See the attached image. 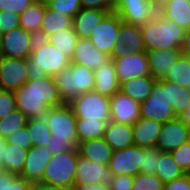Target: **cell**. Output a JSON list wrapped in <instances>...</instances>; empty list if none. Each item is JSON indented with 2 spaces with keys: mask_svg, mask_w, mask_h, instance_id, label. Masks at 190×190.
Instances as JSON below:
<instances>
[{
  "mask_svg": "<svg viewBox=\"0 0 190 190\" xmlns=\"http://www.w3.org/2000/svg\"><path fill=\"white\" fill-rule=\"evenodd\" d=\"M3 172L2 166L0 164V174Z\"/></svg>",
  "mask_w": 190,
  "mask_h": 190,
  "instance_id": "obj_59",
  "label": "cell"
},
{
  "mask_svg": "<svg viewBox=\"0 0 190 190\" xmlns=\"http://www.w3.org/2000/svg\"><path fill=\"white\" fill-rule=\"evenodd\" d=\"M163 123L140 117L133 125L134 145L142 148L156 147Z\"/></svg>",
  "mask_w": 190,
  "mask_h": 190,
  "instance_id": "obj_21",
  "label": "cell"
},
{
  "mask_svg": "<svg viewBox=\"0 0 190 190\" xmlns=\"http://www.w3.org/2000/svg\"><path fill=\"white\" fill-rule=\"evenodd\" d=\"M110 59L109 55L98 50L88 38H79L71 62L96 70Z\"/></svg>",
  "mask_w": 190,
  "mask_h": 190,
  "instance_id": "obj_18",
  "label": "cell"
},
{
  "mask_svg": "<svg viewBox=\"0 0 190 190\" xmlns=\"http://www.w3.org/2000/svg\"><path fill=\"white\" fill-rule=\"evenodd\" d=\"M14 94L17 109L27 119L42 118L50 108L65 104L52 76L28 79Z\"/></svg>",
  "mask_w": 190,
  "mask_h": 190,
  "instance_id": "obj_1",
  "label": "cell"
},
{
  "mask_svg": "<svg viewBox=\"0 0 190 190\" xmlns=\"http://www.w3.org/2000/svg\"><path fill=\"white\" fill-rule=\"evenodd\" d=\"M108 184L110 190H132L133 176L110 175Z\"/></svg>",
  "mask_w": 190,
  "mask_h": 190,
  "instance_id": "obj_48",
  "label": "cell"
},
{
  "mask_svg": "<svg viewBox=\"0 0 190 190\" xmlns=\"http://www.w3.org/2000/svg\"><path fill=\"white\" fill-rule=\"evenodd\" d=\"M111 59L120 84L135 77L150 75L147 52L122 54L118 51Z\"/></svg>",
  "mask_w": 190,
  "mask_h": 190,
  "instance_id": "obj_11",
  "label": "cell"
},
{
  "mask_svg": "<svg viewBox=\"0 0 190 190\" xmlns=\"http://www.w3.org/2000/svg\"><path fill=\"white\" fill-rule=\"evenodd\" d=\"M141 32L146 51H151L180 49L185 29L158 12L153 19L141 27Z\"/></svg>",
  "mask_w": 190,
  "mask_h": 190,
  "instance_id": "obj_3",
  "label": "cell"
},
{
  "mask_svg": "<svg viewBox=\"0 0 190 190\" xmlns=\"http://www.w3.org/2000/svg\"><path fill=\"white\" fill-rule=\"evenodd\" d=\"M32 185L25 178L13 173L3 171L0 174V190H31Z\"/></svg>",
  "mask_w": 190,
  "mask_h": 190,
  "instance_id": "obj_40",
  "label": "cell"
},
{
  "mask_svg": "<svg viewBox=\"0 0 190 190\" xmlns=\"http://www.w3.org/2000/svg\"><path fill=\"white\" fill-rule=\"evenodd\" d=\"M170 153L174 161L185 172V174H190V140Z\"/></svg>",
  "mask_w": 190,
  "mask_h": 190,
  "instance_id": "obj_43",
  "label": "cell"
},
{
  "mask_svg": "<svg viewBox=\"0 0 190 190\" xmlns=\"http://www.w3.org/2000/svg\"><path fill=\"white\" fill-rule=\"evenodd\" d=\"M52 156V152L46 146H31L28 149L25 166L19 176L25 178L32 184L40 183L44 169Z\"/></svg>",
  "mask_w": 190,
  "mask_h": 190,
  "instance_id": "obj_17",
  "label": "cell"
},
{
  "mask_svg": "<svg viewBox=\"0 0 190 190\" xmlns=\"http://www.w3.org/2000/svg\"><path fill=\"white\" fill-rule=\"evenodd\" d=\"M108 122L109 121L76 118L78 142L103 138Z\"/></svg>",
  "mask_w": 190,
  "mask_h": 190,
  "instance_id": "obj_33",
  "label": "cell"
},
{
  "mask_svg": "<svg viewBox=\"0 0 190 190\" xmlns=\"http://www.w3.org/2000/svg\"><path fill=\"white\" fill-rule=\"evenodd\" d=\"M43 118L54 139L70 140L76 147L78 146L76 117L68 103L50 108Z\"/></svg>",
  "mask_w": 190,
  "mask_h": 190,
  "instance_id": "obj_7",
  "label": "cell"
},
{
  "mask_svg": "<svg viewBox=\"0 0 190 190\" xmlns=\"http://www.w3.org/2000/svg\"><path fill=\"white\" fill-rule=\"evenodd\" d=\"M46 7L74 17L82 8L80 0H44Z\"/></svg>",
  "mask_w": 190,
  "mask_h": 190,
  "instance_id": "obj_41",
  "label": "cell"
},
{
  "mask_svg": "<svg viewBox=\"0 0 190 190\" xmlns=\"http://www.w3.org/2000/svg\"><path fill=\"white\" fill-rule=\"evenodd\" d=\"M45 9L46 4L44 0L34 1L20 14V27L38 37L40 35Z\"/></svg>",
  "mask_w": 190,
  "mask_h": 190,
  "instance_id": "obj_30",
  "label": "cell"
},
{
  "mask_svg": "<svg viewBox=\"0 0 190 190\" xmlns=\"http://www.w3.org/2000/svg\"><path fill=\"white\" fill-rule=\"evenodd\" d=\"M2 34L0 33V48H1Z\"/></svg>",
  "mask_w": 190,
  "mask_h": 190,
  "instance_id": "obj_58",
  "label": "cell"
},
{
  "mask_svg": "<svg viewBox=\"0 0 190 190\" xmlns=\"http://www.w3.org/2000/svg\"><path fill=\"white\" fill-rule=\"evenodd\" d=\"M166 101L164 90L156 84L150 95L140 103L141 117L145 119H153L161 123L175 119L177 116L173 107Z\"/></svg>",
  "mask_w": 190,
  "mask_h": 190,
  "instance_id": "obj_14",
  "label": "cell"
},
{
  "mask_svg": "<svg viewBox=\"0 0 190 190\" xmlns=\"http://www.w3.org/2000/svg\"><path fill=\"white\" fill-rule=\"evenodd\" d=\"M6 143L29 149L32 145L27 126L18 129L15 133L10 134L6 139Z\"/></svg>",
  "mask_w": 190,
  "mask_h": 190,
  "instance_id": "obj_46",
  "label": "cell"
},
{
  "mask_svg": "<svg viewBox=\"0 0 190 190\" xmlns=\"http://www.w3.org/2000/svg\"><path fill=\"white\" fill-rule=\"evenodd\" d=\"M46 147L52 152L53 155L77 148L70 140L54 139L53 136H50V140L48 141Z\"/></svg>",
  "mask_w": 190,
  "mask_h": 190,
  "instance_id": "obj_49",
  "label": "cell"
},
{
  "mask_svg": "<svg viewBox=\"0 0 190 190\" xmlns=\"http://www.w3.org/2000/svg\"><path fill=\"white\" fill-rule=\"evenodd\" d=\"M65 28H73V17L59 11H52L46 7L40 35L37 38L46 39L53 33Z\"/></svg>",
  "mask_w": 190,
  "mask_h": 190,
  "instance_id": "obj_31",
  "label": "cell"
},
{
  "mask_svg": "<svg viewBox=\"0 0 190 190\" xmlns=\"http://www.w3.org/2000/svg\"><path fill=\"white\" fill-rule=\"evenodd\" d=\"M20 26V15L10 11H0V33L3 35Z\"/></svg>",
  "mask_w": 190,
  "mask_h": 190,
  "instance_id": "obj_45",
  "label": "cell"
},
{
  "mask_svg": "<svg viewBox=\"0 0 190 190\" xmlns=\"http://www.w3.org/2000/svg\"><path fill=\"white\" fill-rule=\"evenodd\" d=\"M169 0H151V2L159 9Z\"/></svg>",
  "mask_w": 190,
  "mask_h": 190,
  "instance_id": "obj_57",
  "label": "cell"
},
{
  "mask_svg": "<svg viewBox=\"0 0 190 190\" xmlns=\"http://www.w3.org/2000/svg\"><path fill=\"white\" fill-rule=\"evenodd\" d=\"M157 80L151 75L135 77L120 84V91L138 102H143L152 92Z\"/></svg>",
  "mask_w": 190,
  "mask_h": 190,
  "instance_id": "obj_29",
  "label": "cell"
},
{
  "mask_svg": "<svg viewBox=\"0 0 190 190\" xmlns=\"http://www.w3.org/2000/svg\"><path fill=\"white\" fill-rule=\"evenodd\" d=\"M164 184L156 174L139 173L133 177L132 190H164Z\"/></svg>",
  "mask_w": 190,
  "mask_h": 190,
  "instance_id": "obj_39",
  "label": "cell"
},
{
  "mask_svg": "<svg viewBox=\"0 0 190 190\" xmlns=\"http://www.w3.org/2000/svg\"><path fill=\"white\" fill-rule=\"evenodd\" d=\"M109 177L108 165L93 162L78 154L75 184L108 182Z\"/></svg>",
  "mask_w": 190,
  "mask_h": 190,
  "instance_id": "obj_20",
  "label": "cell"
},
{
  "mask_svg": "<svg viewBox=\"0 0 190 190\" xmlns=\"http://www.w3.org/2000/svg\"><path fill=\"white\" fill-rule=\"evenodd\" d=\"M36 0H0V11H10L20 15Z\"/></svg>",
  "mask_w": 190,
  "mask_h": 190,
  "instance_id": "obj_47",
  "label": "cell"
},
{
  "mask_svg": "<svg viewBox=\"0 0 190 190\" xmlns=\"http://www.w3.org/2000/svg\"><path fill=\"white\" fill-rule=\"evenodd\" d=\"M6 145V140L0 136V164H2V153H3V147Z\"/></svg>",
  "mask_w": 190,
  "mask_h": 190,
  "instance_id": "obj_56",
  "label": "cell"
},
{
  "mask_svg": "<svg viewBox=\"0 0 190 190\" xmlns=\"http://www.w3.org/2000/svg\"><path fill=\"white\" fill-rule=\"evenodd\" d=\"M103 139L113 151L134 145L133 127L130 124L109 121L105 128Z\"/></svg>",
  "mask_w": 190,
  "mask_h": 190,
  "instance_id": "obj_24",
  "label": "cell"
},
{
  "mask_svg": "<svg viewBox=\"0 0 190 190\" xmlns=\"http://www.w3.org/2000/svg\"><path fill=\"white\" fill-rule=\"evenodd\" d=\"M28 79L27 59L0 56V90L15 91Z\"/></svg>",
  "mask_w": 190,
  "mask_h": 190,
  "instance_id": "obj_13",
  "label": "cell"
},
{
  "mask_svg": "<svg viewBox=\"0 0 190 190\" xmlns=\"http://www.w3.org/2000/svg\"><path fill=\"white\" fill-rule=\"evenodd\" d=\"M70 64L71 59L57 47L46 39L37 38L27 58V74L30 80L53 77Z\"/></svg>",
  "mask_w": 190,
  "mask_h": 190,
  "instance_id": "obj_2",
  "label": "cell"
},
{
  "mask_svg": "<svg viewBox=\"0 0 190 190\" xmlns=\"http://www.w3.org/2000/svg\"><path fill=\"white\" fill-rule=\"evenodd\" d=\"M140 117V102L120 90L110 97L111 121L133 125Z\"/></svg>",
  "mask_w": 190,
  "mask_h": 190,
  "instance_id": "obj_16",
  "label": "cell"
},
{
  "mask_svg": "<svg viewBox=\"0 0 190 190\" xmlns=\"http://www.w3.org/2000/svg\"><path fill=\"white\" fill-rule=\"evenodd\" d=\"M183 123L190 129V103L186 110L179 116Z\"/></svg>",
  "mask_w": 190,
  "mask_h": 190,
  "instance_id": "obj_55",
  "label": "cell"
},
{
  "mask_svg": "<svg viewBox=\"0 0 190 190\" xmlns=\"http://www.w3.org/2000/svg\"><path fill=\"white\" fill-rule=\"evenodd\" d=\"M143 163V148L136 145L113 151L108 169L110 175L135 176L140 173Z\"/></svg>",
  "mask_w": 190,
  "mask_h": 190,
  "instance_id": "obj_12",
  "label": "cell"
},
{
  "mask_svg": "<svg viewBox=\"0 0 190 190\" xmlns=\"http://www.w3.org/2000/svg\"><path fill=\"white\" fill-rule=\"evenodd\" d=\"M122 22L116 13L110 12L101 20L98 26L92 29L88 39L98 50L105 52L112 58L119 51L117 40Z\"/></svg>",
  "mask_w": 190,
  "mask_h": 190,
  "instance_id": "obj_8",
  "label": "cell"
},
{
  "mask_svg": "<svg viewBox=\"0 0 190 190\" xmlns=\"http://www.w3.org/2000/svg\"><path fill=\"white\" fill-rule=\"evenodd\" d=\"M180 51L182 54L190 56V29L185 30L184 40Z\"/></svg>",
  "mask_w": 190,
  "mask_h": 190,
  "instance_id": "obj_54",
  "label": "cell"
},
{
  "mask_svg": "<svg viewBox=\"0 0 190 190\" xmlns=\"http://www.w3.org/2000/svg\"><path fill=\"white\" fill-rule=\"evenodd\" d=\"M146 52L150 75L156 80L164 79L182 54L180 49H162Z\"/></svg>",
  "mask_w": 190,
  "mask_h": 190,
  "instance_id": "obj_19",
  "label": "cell"
},
{
  "mask_svg": "<svg viewBox=\"0 0 190 190\" xmlns=\"http://www.w3.org/2000/svg\"><path fill=\"white\" fill-rule=\"evenodd\" d=\"M76 118L110 121V97L96 91L85 92L68 103Z\"/></svg>",
  "mask_w": 190,
  "mask_h": 190,
  "instance_id": "obj_6",
  "label": "cell"
},
{
  "mask_svg": "<svg viewBox=\"0 0 190 190\" xmlns=\"http://www.w3.org/2000/svg\"><path fill=\"white\" fill-rule=\"evenodd\" d=\"M156 175L164 182L182 177L185 172L174 161L170 152H162L156 165Z\"/></svg>",
  "mask_w": 190,
  "mask_h": 190,
  "instance_id": "obj_36",
  "label": "cell"
},
{
  "mask_svg": "<svg viewBox=\"0 0 190 190\" xmlns=\"http://www.w3.org/2000/svg\"><path fill=\"white\" fill-rule=\"evenodd\" d=\"M156 84L164 90L166 102H169L177 117H179L190 103V89L179 86L168 80H157Z\"/></svg>",
  "mask_w": 190,
  "mask_h": 190,
  "instance_id": "obj_26",
  "label": "cell"
},
{
  "mask_svg": "<svg viewBox=\"0 0 190 190\" xmlns=\"http://www.w3.org/2000/svg\"><path fill=\"white\" fill-rule=\"evenodd\" d=\"M162 151L157 147L143 148V163L140 173L155 174L159 157Z\"/></svg>",
  "mask_w": 190,
  "mask_h": 190,
  "instance_id": "obj_42",
  "label": "cell"
},
{
  "mask_svg": "<svg viewBox=\"0 0 190 190\" xmlns=\"http://www.w3.org/2000/svg\"><path fill=\"white\" fill-rule=\"evenodd\" d=\"M190 140V129L176 117L163 123L156 141V147L162 152H171Z\"/></svg>",
  "mask_w": 190,
  "mask_h": 190,
  "instance_id": "obj_15",
  "label": "cell"
},
{
  "mask_svg": "<svg viewBox=\"0 0 190 190\" xmlns=\"http://www.w3.org/2000/svg\"><path fill=\"white\" fill-rule=\"evenodd\" d=\"M164 190H190V174L165 183Z\"/></svg>",
  "mask_w": 190,
  "mask_h": 190,
  "instance_id": "obj_51",
  "label": "cell"
},
{
  "mask_svg": "<svg viewBox=\"0 0 190 190\" xmlns=\"http://www.w3.org/2000/svg\"><path fill=\"white\" fill-rule=\"evenodd\" d=\"M79 37L74 31V28L61 29L46 38L52 45L70 59L74 54Z\"/></svg>",
  "mask_w": 190,
  "mask_h": 190,
  "instance_id": "obj_34",
  "label": "cell"
},
{
  "mask_svg": "<svg viewBox=\"0 0 190 190\" xmlns=\"http://www.w3.org/2000/svg\"><path fill=\"white\" fill-rule=\"evenodd\" d=\"M26 126L34 147L47 145L50 140L51 132L43 117L28 119Z\"/></svg>",
  "mask_w": 190,
  "mask_h": 190,
  "instance_id": "obj_37",
  "label": "cell"
},
{
  "mask_svg": "<svg viewBox=\"0 0 190 190\" xmlns=\"http://www.w3.org/2000/svg\"><path fill=\"white\" fill-rule=\"evenodd\" d=\"M27 120L26 115L16 109L5 118L0 119V136L6 140L10 134L26 126Z\"/></svg>",
  "mask_w": 190,
  "mask_h": 190,
  "instance_id": "obj_38",
  "label": "cell"
},
{
  "mask_svg": "<svg viewBox=\"0 0 190 190\" xmlns=\"http://www.w3.org/2000/svg\"><path fill=\"white\" fill-rule=\"evenodd\" d=\"M61 98L69 103L85 92L94 91V70L72 63L53 76Z\"/></svg>",
  "mask_w": 190,
  "mask_h": 190,
  "instance_id": "obj_4",
  "label": "cell"
},
{
  "mask_svg": "<svg viewBox=\"0 0 190 190\" xmlns=\"http://www.w3.org/2000/svg\"><path fill=\"white\" fill-rule=\"evenodd\" d=\"M113 12L123 22L142 27L158 14V8L151 0H117Z\"/></svg>",
  "mask_w": 190,
  "mask_h": 190,
  "instance_id": "obj_9",
  "label": "cell"
},
{
  "mask_svg": "<svg viewBox=\"0 0 190 190\" xmlns=\"http://www.w3.org/2000/svg\"><path fill=\"white\" fill-rule=\"evenodd\" d=\"M28 149L8 144L3 147L2 169L4 172L13 173L19 176L25 166Z\"/></svg>",
  "mask_w": 190,
  "mask_h": 190,
  "instance_id": "obj_32",
  "label": "cell"
},
{
  "mask_svg": "<svg viewBox=\"0 0 190 190\" xmlns=\"http://www.w3.org/2000/svg\"><path fill=\"white\" fill-rule=\"evenodd\" d=\"M113 10L85 9L81 10L73 17V28L79 38H89L101 20Z\"/></svg>",
  "mask_w": 190,
  "mask_h": 190,
  "instance_id": "obj_25",
  "label": "cell"
},
{
  "mask_svg": "<svg viewBox=\"0 0 190 190\" xmlns=\"http://www.w3.org/2000/svg\"><path fill=\"white\" fill-rule=\"evenodd\" d=\"M37 37L22 27L2 35L0 56L27 59L30 57Z\"/></svg>",
  "mask_w": 190,
  "mask_h": 190,
  "instance_id": "obj_10",
  "label": "cell"
},
{
  "mask_svg": "<svg viewBox=\"0 0 190 190\" xmlns=\"http://www.w3.org/2000/svg\"><path fill=\"white\" fill-rule=\"evenodd\" d=\"M77 160V148L53 155L44 169L41 183L73 189Z\"/></svg>",
  "mask_w": 190,
  "mask_h": 190,
  "instance_id": "obj_5",
  "label": "cell"
},
{
  "mask_svg": "<svg viewBox=\"0 0 190 190\" xmlns=\"http://www.w3.org/2000/svg\"><path fill=\"white\" fill-rule=\"evenodd\" d=\"M82 8L97 10H113L117 0H80Z\"/></svg>",
  "mask_w": 190,
  "mask_h": 190,
  "instance_id": "obj_50",
  "label": "cell"
},
{
  "mask_svg": "<svg viewBox=\"0 0 190 190\" xmlns=\"http://www.w3.org/2000/svg\"><path fill=\"white\" fill-rule=\"evenodd\" d=\"M31 190H73L66 187H59L55 185H48L45 183H35L32 185Z\"/></svg>",
  "mask_w": 190,
  "mask_h": 190,
  "instance_id": "obj_53",
  "label": "cell"
},
{
  "mask_svg": "<svg viewBox=\"0 0 190 190\" xmlns=\"http://www.w3.org/2000/svg\"><path fill=\"white\" fill-rule=\"evenodd\" d=\"M17 109L14 91L0 90V119Z\"/></svg>",
  "mask_w": 190,
  "mask_h": 190,
  "instance_id": "obj_44",
  "label": "cell"
},
{
  "mask_svg": "<svg viewBox=\"0 0 190 190\" xmlns=\"http://www.w3.org/2000/svg\"><path fill=\"white\" fill-rule=\"evenodd\" d=\"M117 47L122 54L146 52L141 27L122 22L118 31Z\"/></svg>",
  "mask_w": 190,
  "mask_h": 190,
  "instance_id": "obj_22",
  "label": "cell"
},
{
  "mask_svg": "<svg viewBox=\"0 0 190 190\" xmlns=\"http://www.w3.org/2000/svg\"><path fill=\"white\" fill-rule=\"evenodd\" d=\"M164 80L190 89V56L181 54Z\"/></svg>",
  "mask_w": 190,
  "mask_h": 190,
  "instance_id": "obj_35",
  "label": "cell"
},
{
  "mask_svg": "<svg viewBox=\"0 0 190 190\" xmlns=\"http://www.w3.org/2000/svg\"><path fill=\"white\" fill-rule=\"evenodd\" d=\"M158 12L183 29H190V0H169L158 9Z\"/></svg>",
  "mask_w": 190,
  "mask_h": 190,
  "instance_id": "obj_28",
  "label": "cell"
},
{
  "mask_svg": "<svg viewBox=\"0 0 190 190\" xmlns=\"http://www.w3.org/2000/svg\"><path fill=\"white\" fill-rule=\"evenodd\" d=\"M119 90L120 82L113 60L110 59L100 68L94 70V91L111 97Z\"/></svg>",
  "mask_w": 190,
  "mask_h": 190,
  "instance_id": "obj_23",
  "label": "cell"
},
{
  "mask_svg": "<svg viewBox=\"0 0 190 190\" xmlns=\"http://www.w3.org/2000/svg\"><path fill=\"white\" fill-rule=\"evenodd\" d=\"M73 190H110L108 182L99 183H77L74 184Z\"/></svg>",
  "mask_w": 190,
  "mask_h": 190,
  "instance_id": "obj_52",
  "label": "cell"
},
{
  "mask_svg": "<svg viewBox=\"0 0 190 190\" xmlns=\"http://www.w3.org/2000/svg\"><path fill=\"white\" fill-rule=\"evenodd\" d=\"M77 150L79 156L103 165L109 164L113 154L112 148L103 138L78 142Z\"/></svg>",
  "mask_w": 190,
  "mask_h": 190,
  "instance_id": "obj_27",
  "label": "cell"
}]
</instances>
